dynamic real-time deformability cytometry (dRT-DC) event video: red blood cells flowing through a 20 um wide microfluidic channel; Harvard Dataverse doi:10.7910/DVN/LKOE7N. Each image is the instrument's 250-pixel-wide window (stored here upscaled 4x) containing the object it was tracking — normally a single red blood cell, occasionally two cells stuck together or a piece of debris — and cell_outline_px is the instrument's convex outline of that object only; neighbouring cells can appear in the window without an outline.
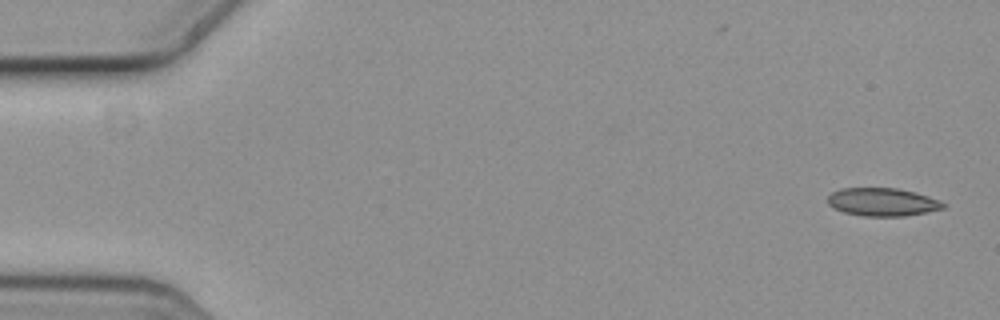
{"species": "common noctule bat (a hibernating species)", "species_latin": "Nyctalus noctula", "temperature_condition": "cold", "stored_images_in_passage": 4, "camera_frame_rate_fps": 3000, "um_per_image_px": 0.085, "animal": {"sex": "female", "body_mass_g": 19.3, "forearm_length_mm": 54.1}, "frame": {"image": 1, "passage_image": 1, "time_ms": 0.0, "image_size_px": [1000, 320], "cell_outline_px": [[948, 204], [944, 208], [928, 212], [904, 216], [864, 216], [844, 212], [828, 204], [828, 196], [832, 192], [844, 188], [896, 188], [928, 196], [940, 200]], "centroid_in_image_um": [75.05, 17.17], "position_along_channel_um": 10.0, "area_um2": 18.79}}
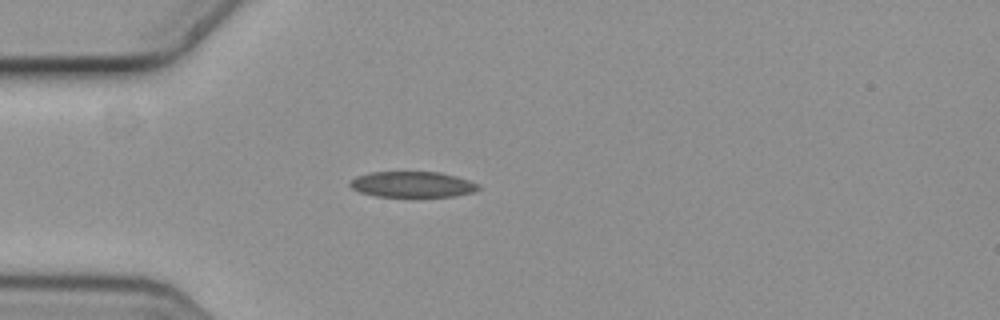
{"frame": {"image": 2, "passage_image": 4, "time_ms": 1.0, "image_size_px": [1000, 320], "cell_outline_px": [[480, 188], [476, 192], [456, 196], [412, 200], [376, 196], [360, 192], [352, 188], [348, 184], [356, 176], [372, 172], [440, 172], [456, 176], [468, 180], [476, 184]], "centroid_in_image_um": [35.07, 15.73], "position_along_channel_um": 49.9, "area_um2": 20.29}}